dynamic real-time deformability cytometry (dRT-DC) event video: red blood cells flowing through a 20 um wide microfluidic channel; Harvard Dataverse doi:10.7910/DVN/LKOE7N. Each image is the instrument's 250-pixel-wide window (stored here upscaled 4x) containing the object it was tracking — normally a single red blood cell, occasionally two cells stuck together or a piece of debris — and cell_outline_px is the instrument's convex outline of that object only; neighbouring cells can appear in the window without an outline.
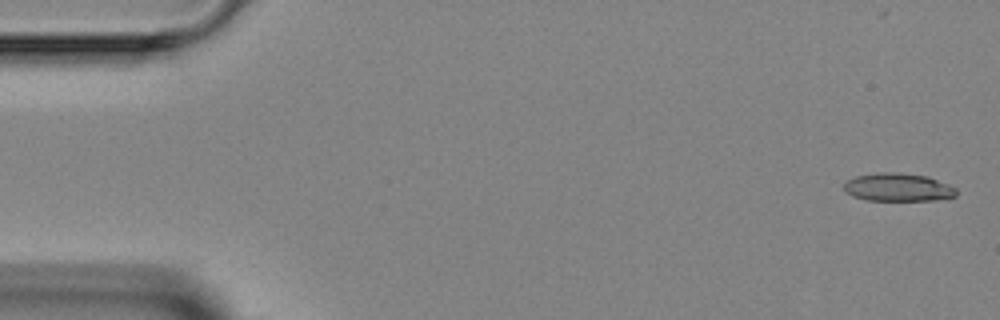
{"species": "Egyptian fruit bat (a non-hibernating species)", "species_latin": "Rousettus aegyptiacus", "temperature_condition": "room temperature", "stored_images_in_passage": 4, "camera_frame_rate_fps": 3000, "um_per_image_px": 0.085, "animal": {"sex": "female"}, "frame": {"image": 1, "passage_image": 1, "time_ms": 0.0, "image_size_px": [1000, 320], "cell_outline_px": [[956, 196], [932, 200], [868, 200], [852, 196], [844, 192], [844, 184], [848, 180], [856, 176], [876, 172], [900, 172], [928, 176], [948, 184], [956, 188]], "centroid_in_image_um": [76.31, 15.91], "position_along_channel_um": 8.7, "area_um2": 18.44}}